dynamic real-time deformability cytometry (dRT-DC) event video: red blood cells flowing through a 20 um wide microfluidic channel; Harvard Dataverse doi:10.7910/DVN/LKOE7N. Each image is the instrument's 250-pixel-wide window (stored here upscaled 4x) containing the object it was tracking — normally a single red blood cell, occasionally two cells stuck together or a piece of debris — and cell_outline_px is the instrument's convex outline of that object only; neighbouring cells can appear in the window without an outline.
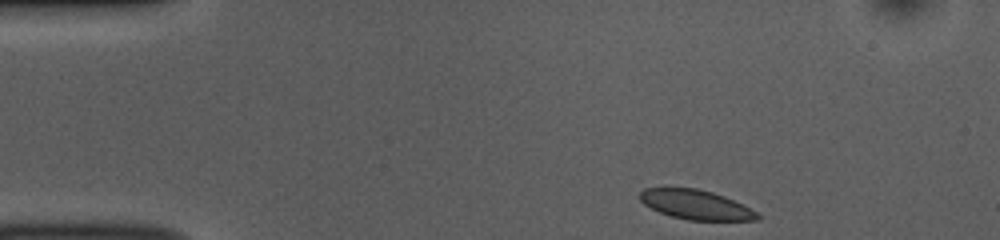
{"species": "common noctule bat (a hibernating species)", "species_latin": "Nyctalus noctula", "temperature_condition": "room temperature", "stored_images_in_passage": 45, "camera_frame_rate_fps": 3000, "um_per_image_px": 0.085, "animal": {"sex": "female", "body_mass_g": 10.0, "forearm_length_mm": 53.1}, "frame": {"image": 1, "passage_image": 1, "time_ms": 0.0, "image_size_px": [1000, 240], "cell_outline_px": [[760, 220], [688, 220], [672, 216], [660, 212], [644, 204], [640, 200], [640, 192], [644, 188], [696, 188], [712, 192], [724, 196], [744, 204], [756, 212], [760, 216]], "centroid_in_image_um": [59.17, 17.4], "position_along_channel_um": 25.8, "area_um2": 20.06}}
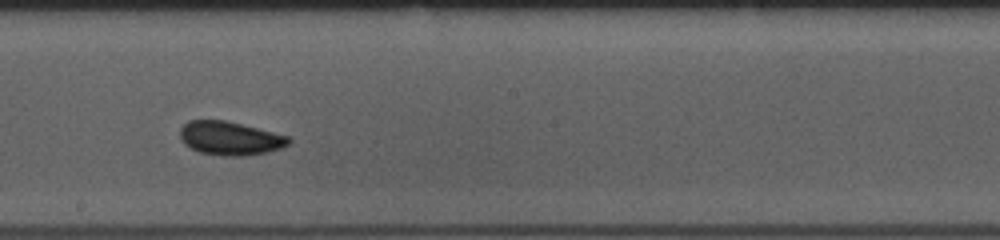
{"frame": {"image": 2, "passage_image": 22, "time_ms": 7.0, "image_size_px": [1000, 240], "cell_outline_px": [[292, 140], [288, 144], [280, 148], [268, 152], [244, 156], [220, 156], [200, 152], [184, 144], [180, 140], [180, 128], [188, 120], [224, 120], [288, 136]], "centroid_in_image_um": [19.52, 11.76], "position_along_channel_um": 228.7, "area_um2": 21.21}}
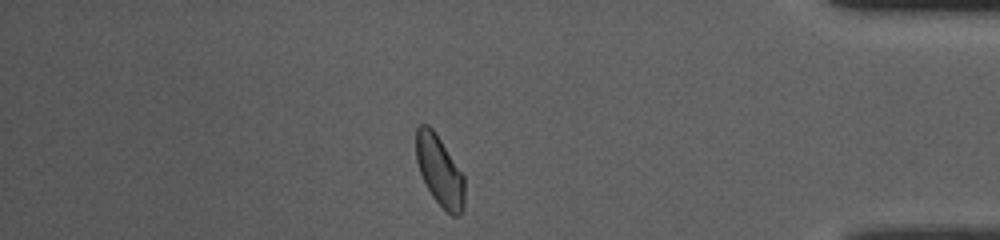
{"frame": {"image": 3, "passage_image": 38, "time_ms": 12.333, "image_size_px": [1000, 240], "cell_outline_px": [[464, 204], [460, 216], [452, 216], [432, 196], [420, 172], [416, 160], [416, 128], [420, 124], [428, 124], [436, 132], [464, 176]], "centroid_in_image_um": [37.37, 14.49], "position_along_channel_um": 397.8, "area_um2": 19.71}, "authors_computed_cell_mechanics": {"area_um2": 20.6924, "velocity_mm_per_s": 3.8139, "shape_relaxation_time_tau1_ms": 6.9831, "shape_relaxation_time_tau2_ms": 1.819, "deformation_change_tau1": 0.089, "deformation_change_tau2": 0.0497}}